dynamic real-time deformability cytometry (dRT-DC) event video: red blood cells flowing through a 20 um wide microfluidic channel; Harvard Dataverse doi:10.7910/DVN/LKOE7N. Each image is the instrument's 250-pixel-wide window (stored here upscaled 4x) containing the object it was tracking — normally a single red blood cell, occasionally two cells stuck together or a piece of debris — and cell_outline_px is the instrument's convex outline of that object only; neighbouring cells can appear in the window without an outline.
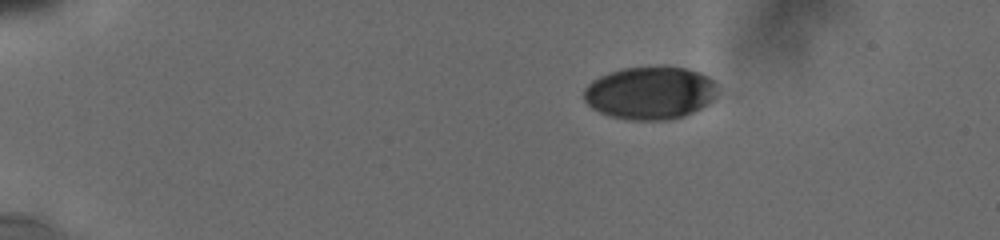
{"species": "human", "species_latin": "Homo sapiens", "temperature_condition": "cold", "stored_images_in_passage": 22, "camera_frame_rate_fps": 3000, "um_per_image_px": 0.085, "donor": {"sex": "male"}, "frame": {"image": 1, "passage_image": 1, "time_ms": 0.0, "image_size_px": [1000, 240], "cell_outline_px": [[720, 92], [708, 104], [684, 116], [672, 120], [628, 120], [612, 116], [600, 112], [592, 108], [584, 100], [584, 88], [592, 80], [608, 72], [620, 68], [656, 64], [668, 64], [688, 68], [700, 72], [716, 80], [720, 88]], "centroid_in_image_um": [55.32, 7.85], "position_along_channel_um": 29.7, "area_um2": 42.6}}
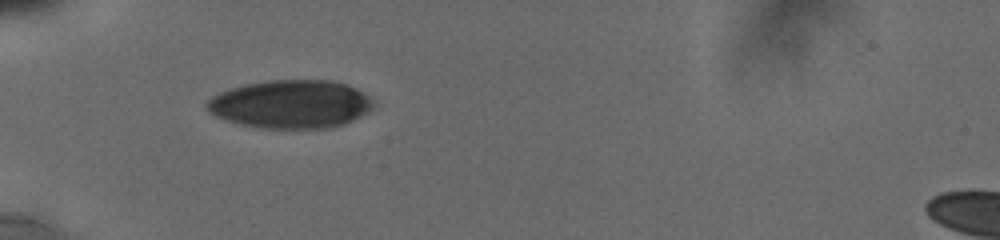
{"frame": {"image": 2, "passage_image": 21, "time_ms": 3.0, "image_size_px": [1000, 240], "cell_outline_px": [[376, 104], [368, 112], [352, 120], [340, 124], [324, 128], [264, 128], [244, 124], [228, 120], [216, 116], [204, 104], [212, 96], [220, 92], [244, 84], [268, 80], [332, 80], [348, 84], [356, 88], [368, 96]], "centroid_in_image_um": [24.74, 8.83], "position_along_channel_um": 60.3, "area_um2": 46.47}}